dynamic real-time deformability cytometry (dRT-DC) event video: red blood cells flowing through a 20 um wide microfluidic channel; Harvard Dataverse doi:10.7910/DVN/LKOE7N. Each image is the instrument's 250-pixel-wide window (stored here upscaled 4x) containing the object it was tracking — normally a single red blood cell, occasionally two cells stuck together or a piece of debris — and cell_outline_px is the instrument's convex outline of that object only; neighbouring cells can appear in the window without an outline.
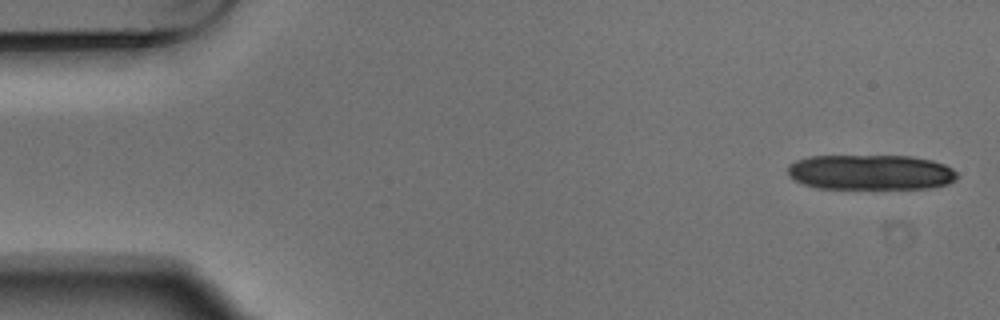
{"species": "Egyptian fruit bat (a non-hibernating species)", "species_latin": "Rousettus aegyptiacus", "temperature_condition": "warm", "stored_images_in_passage": 6, "camera_frame_rate_fps": 3000, "um_per_image_px": 0.085, "animal": {"sex": "male"}, "frame": {"image": 1, "passage_image": 1, "time_ms": 0.0, "image_size_px": [1000, 320], "cell_outline_px": [[960, 176], [956, 180], [948, 184], [932, 188], [816, 188], [804, 184], [788, 176], [788, 164], [796, 160], [808, 156], [912, 156], [932, 160], [944, 164], [952, 168]], "centroid_in_image_um": [74.03, 14.64], "position_along_channel_um": 11.0, "area_um2": 34.97}}
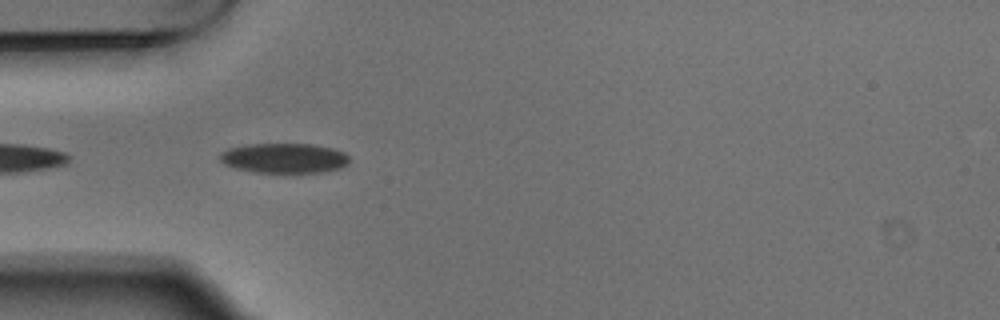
{"frame": {"image": 2, "passage_image": 5, "time_ms": 1.333, "image_size_px": [1000, 320], "cell_outline_px": [[348, 164], [340, 168], [320, 172], [256, 172], [236, 168], [224, 164], [220, 160], [220, 152], [228, 148], [248, 144], [312, 144], [332, 148], [344, 152], [348, 156]], "centroid_in_image_um": [24.14, 13.43], "position_along_channel_um": 60.9, "area_um2": 22.43}}
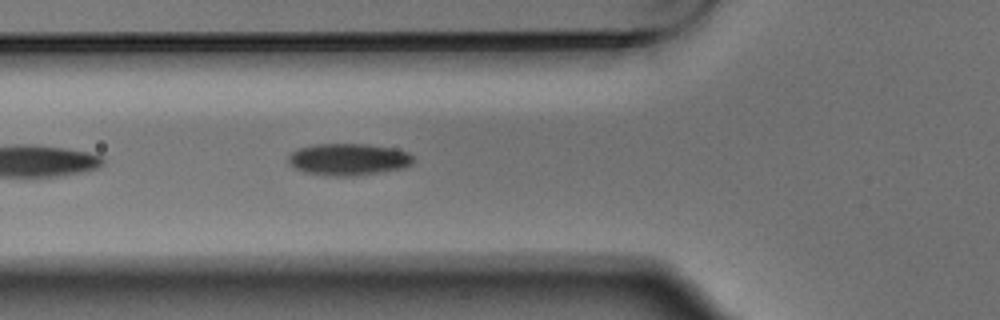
{"frame": {"image": 3, "passage_image": 6, "time_ms": 1.667, "image_size_px": [1000, 320], "cell_outline_px": [[412, 164], [404, 168], [352, 176], [336, 176], [304, 172], [296, 168], [288, 160], [288, 156], [296, 148], [312, 144], [368, 144], [396, 148], [408, 152], [412, 156]], "centroid_in_image_um": [29.62, 13.53], "position_along_channel_um": 96.2, "area_um2": 23.18}}